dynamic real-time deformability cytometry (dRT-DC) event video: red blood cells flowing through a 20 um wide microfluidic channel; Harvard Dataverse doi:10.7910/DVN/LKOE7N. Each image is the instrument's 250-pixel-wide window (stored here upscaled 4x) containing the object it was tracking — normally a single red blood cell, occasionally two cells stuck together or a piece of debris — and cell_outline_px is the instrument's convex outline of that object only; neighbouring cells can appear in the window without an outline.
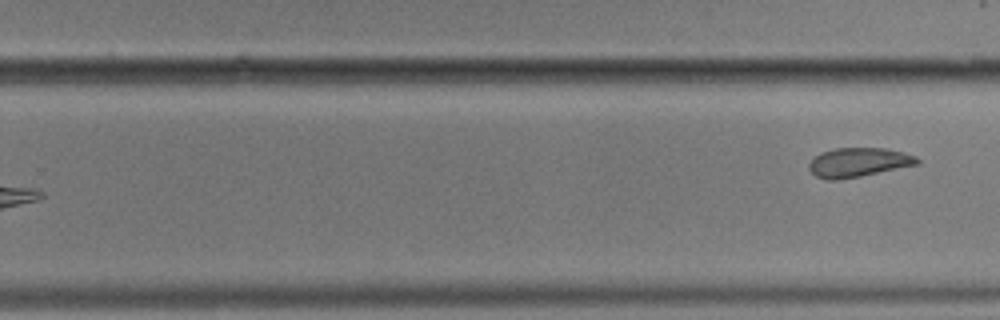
{"species": "common noctule bat (a hibernating species)", "species_latin": "Nyctalus noctula", "temperature_condition": "cold", "stored_images_in_passage": 11, "segment_of_instrument_passage": [2, 2], "camera_frame_rate_fps": 3000, "um_per_image_px": 0.085, "animal": {"sex": "male", "body_mass_g": 17.9}, "frame": {"image": 1, "passage_image": 11, "time_ms": 13.0, "image_size_px": [1000, 320], "cell_outline_px": [[920, 164], [840, 180], [828, 180], [816, 176], [808, 168], [808, 164], [820, 152], [836, 148], [884, 148], [904, 152], [916, 156], [920, 160]], "centroid_in_image_um": [72.98, 13.8], "position_along_channel_um": 256.8, "area_um2": 18.44}}